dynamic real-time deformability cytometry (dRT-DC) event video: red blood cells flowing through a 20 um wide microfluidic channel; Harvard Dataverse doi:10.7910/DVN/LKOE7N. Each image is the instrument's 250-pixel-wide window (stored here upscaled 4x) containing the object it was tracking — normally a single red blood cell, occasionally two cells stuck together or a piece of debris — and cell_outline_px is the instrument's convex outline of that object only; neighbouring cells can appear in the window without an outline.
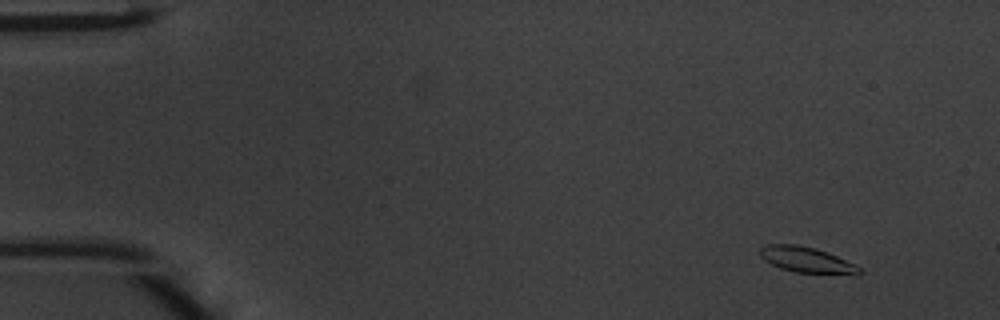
{"species": "common noctule bat (a hibernating species)", "species_latin": "Nyctalus noctula", "temperature_condition": "warm", "stored_images_in_passage": 45, "camera_frame_rate_fps": 3000, "um_per_image_px": 0.085, "animal": {"sex": "male", "body_mass_g": 20.1, "forearm_length_mm": 53.5}, "frame": {"image": 1, "passage_image": 1, "time_ms": 0.0, "image_size_px": [1000, 320], "cell_outline_px": [[864, 272], [856, 276], [796, 272], [780, 268], [764, 260], [760, 256], [760, 248], [764, 244], [796, 244], [816, 248], [828, 252], [860, 268]], "centroid_in_image_um": [68.59, 22.1], "position_along_channel_um": 16.4, "area_um2": 15.14}}
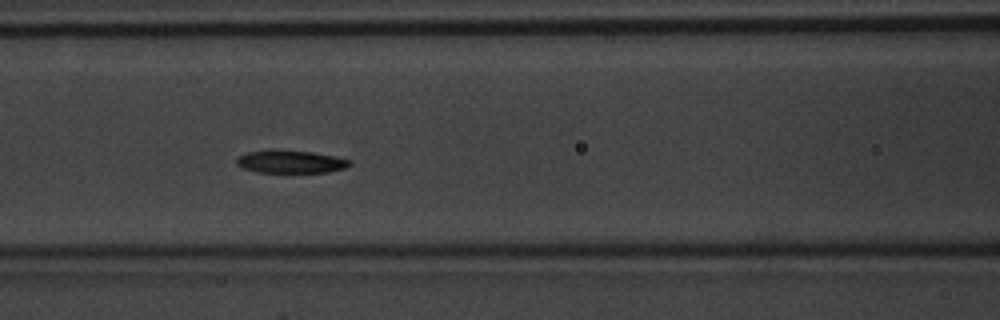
{"frame": {"image": 2, "passage_image": 18, "time_ms": 5.667, "image_size_px": [1000, 320], "cell_outline_px": [[352, 164], [344, 168], [328, 172], [256, 172], [244, 168], [236, 164], [236, 160], [240, 156], [248, 152], [312, 152], [352, 160]], "centroid_in_image_um": [24.76, 13.78], "position_along_channel_um": 141.8, "area_um2": 14.22}}
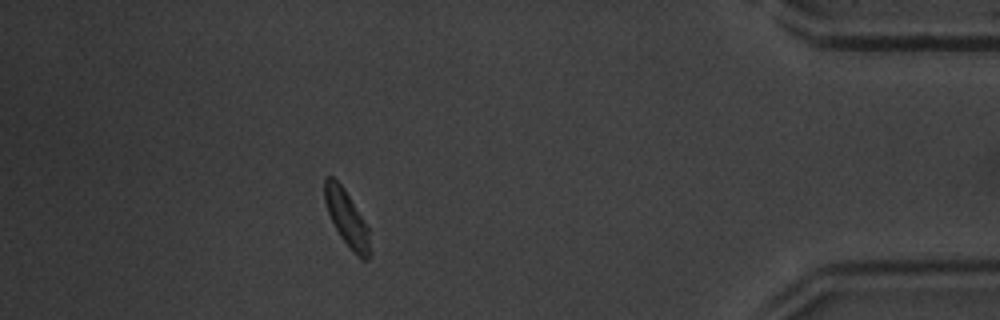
{"frame": {"image": 3, "passage_image": 40, "time_ms": 13.0, "image_size_px": [1000, 320], "cell_outline_px": [[372, 252], [368, 260], [364, 260], [340, 236], [328, 212], [324, 200], [324, 176], [332, 176], [344, 188], [368, 228]], "centroid_in_image_um": [29.48, 18.52], "position_along_channel_um": 405.7, "area_um2": 14.33}, "authors_computed_cell_mechanics": {"area_um2": 15.2014, "velocity_mm_per_s": 4.2053, "shape_relaxation_time_tau1_ms": null, "shape_relaxation_time_tau2_ms": 6.3259, "deformation_change_tau1": null, "deformation_change_tau2": 0.1478}}